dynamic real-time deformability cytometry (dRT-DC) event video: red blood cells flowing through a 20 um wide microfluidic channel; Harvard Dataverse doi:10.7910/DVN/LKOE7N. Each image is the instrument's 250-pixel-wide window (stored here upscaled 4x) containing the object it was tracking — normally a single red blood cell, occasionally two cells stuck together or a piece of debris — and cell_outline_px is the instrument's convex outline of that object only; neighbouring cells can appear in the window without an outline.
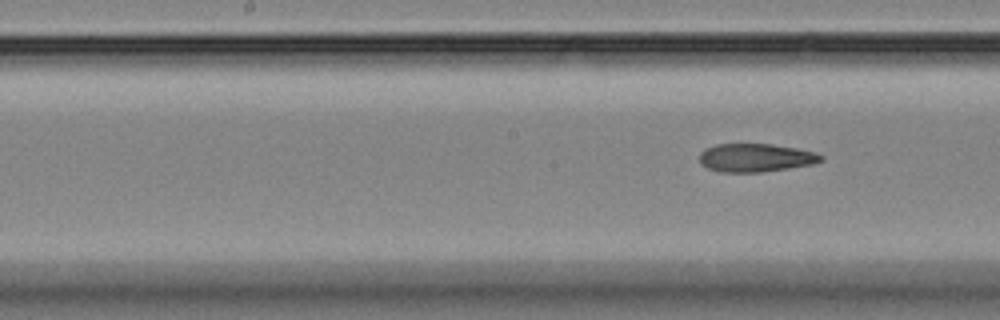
{"species": "Egyptian fruit bat (a non-hibernating species)", "species_latin": "Rousettus aegyptiacus", "temperature_condition": "room temperature", "stored_images_in_passage": 10, "segment_of_instrument_passage": [2, 2], "camera_frame_rate_fps": 3000, "um_per_image_px": 0.085, "animal": {"sex": "female"}, "frame": {"image": 1, "passage_image": 10, "time_ms": 10.667, "image_size_px": [1000, 320], "cell_outline_px": [[824, 160], [812, 164], [788, 168], [760, 172], [720, 172], [708, 168], [700, 164], [700, 152], [704, 148], [716, 144], [772, 144], [796, 148], [816, 152], [824, 156]], "centroid_in_image_um": [64.22, 13.4], "position_along_channel_um": 184.0, "area_um2": 20.11}}